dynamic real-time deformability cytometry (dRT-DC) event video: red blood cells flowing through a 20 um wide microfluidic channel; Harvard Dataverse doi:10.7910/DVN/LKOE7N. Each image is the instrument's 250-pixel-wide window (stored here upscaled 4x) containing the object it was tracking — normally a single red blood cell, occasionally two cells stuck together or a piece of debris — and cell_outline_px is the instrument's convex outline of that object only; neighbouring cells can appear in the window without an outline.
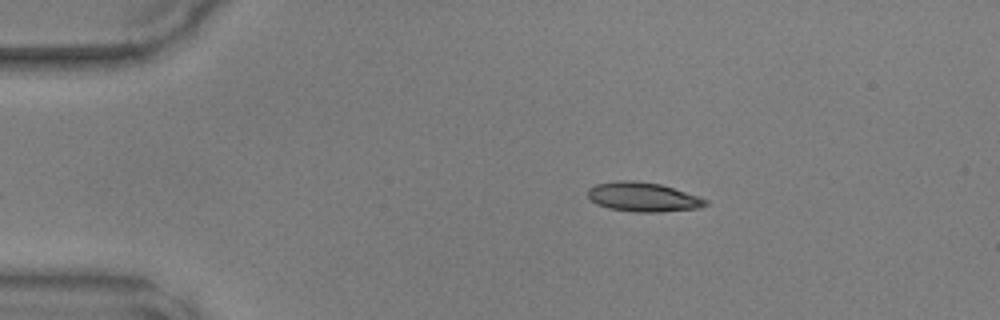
{"species": "common noctule bat (a hibernating species)", "species_latin": "Nyctalus noctula", "temperature_condition": "warm", "stored_images_in_passage": 40, "camera_frame_rate_fps": 3000, "um_per_image_px": 0.085, "animal": {"sex": "male", "body_mass_g": 17.9, "forearm_length_mm": 54.2}, "frame": {"image": 1, "passage_image": 1, "time_ms": 0.0, "image_size_px": [1000, 320], "cell_outline_px": [[708, 204], [700, 208], [660, 212], [636, 212], [608, 208], [596, 204], [588, 196], [588, 188], [596, 184], [620, 180], [632, 180], [660, 184], [708, 200]], "centroid_in_image_um": [54.64, 16.75], "position_along_channel_um": 30.4, "area_um2": 19.94}}
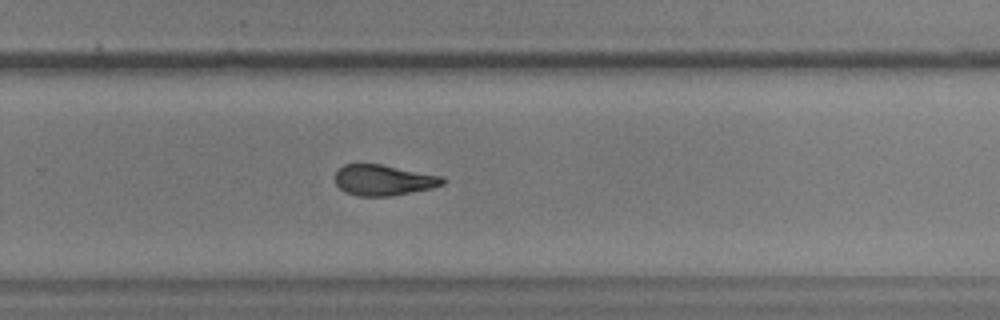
{"frame": {"image": 2, "passage_image": 24, "time_ms": 7.667, "image_size_px": [1000, 320], "cell_outline_px": [[444, 184], [432, 188], [392, 196], [356, 196], [344, 192], [336, 184], [336, 172], [344, 164], [380, 164], [444, 176]], "centroid_in_image_um": [32.61, 15.32], "position_along_channel_um": 297.2, "area_um2": 19.31}}
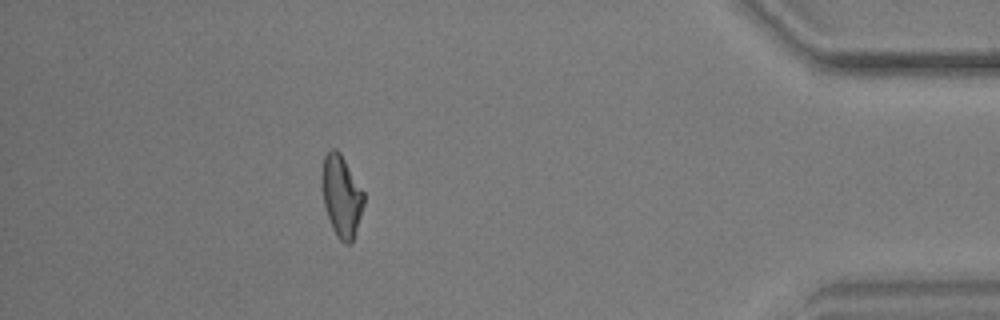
{"frame": {"image": 3, "passage_image": 35, "time_ms": 11.333, "image_size_px": [1000, 320], "cell_outline_px": [[364, 204], [356, 232], [352, 240], [348, 244], [344, 244], [336, 236], [332, 228], [324, 204], [320, 184], [320, 176], [324, 156], [332, 148], [336, 148], [340, 152], [364, 192]], "centroid_in_image_um": [29.0, 16.64], "position_along_channel_um": 406.2, "area_um2": 20.11}}